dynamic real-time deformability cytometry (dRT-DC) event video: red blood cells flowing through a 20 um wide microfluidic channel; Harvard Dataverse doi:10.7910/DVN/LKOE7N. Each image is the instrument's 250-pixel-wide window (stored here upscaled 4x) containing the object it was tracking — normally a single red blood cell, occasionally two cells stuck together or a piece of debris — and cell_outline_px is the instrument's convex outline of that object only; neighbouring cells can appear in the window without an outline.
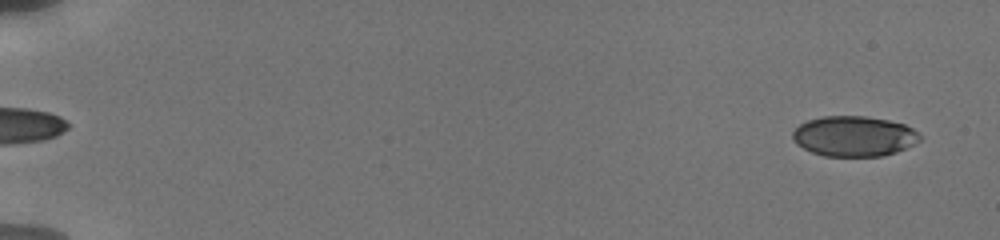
{"species": "human", "species_latin": "Homo sapiens", "temperature_condition": "cold", "stored_images_in_passage": 8, "segment_of_instrument_passage": [2, 2], "camera_frame_rate_fps": 3000, "um_per_image_px": 0.085, "donor": {"sex": "male"}, "frame": {"image": 1, "passage_image": 8, "time_ms": 7.333, "image_size_px": [1000, 240], "cell_outline_px": [[924, 136], [920, 140], [896, 152], [884, 156], [824, 156], [812, 152], [796, 144], [792, 136], [792, 132], [800, 124], [808, 120], [820, 116], [864, 116], [888, 120], [904, 124], [912, 128]], "centroid_in_image_um": [72.59, 11.57], "position_along_channel_um": 12.4, "area_um2": 29.94}}